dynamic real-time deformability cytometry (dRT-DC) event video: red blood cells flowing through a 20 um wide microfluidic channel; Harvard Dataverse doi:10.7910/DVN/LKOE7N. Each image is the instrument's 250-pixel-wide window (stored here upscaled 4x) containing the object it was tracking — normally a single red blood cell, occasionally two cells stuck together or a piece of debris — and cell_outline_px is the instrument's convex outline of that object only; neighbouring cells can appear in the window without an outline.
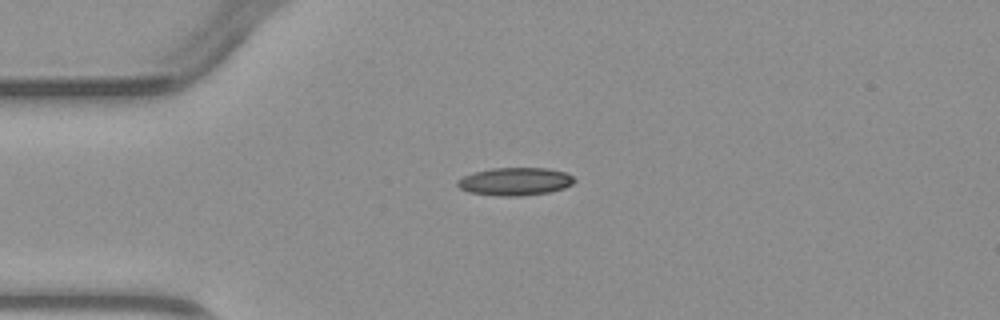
{"species": "common noctule bat (a hibernating species)", "species_latin": "Nyctalus noctula", "temperature_condition": "warm", "stored_images_in_passage": 2, "camera_frame_rate_fps": 3000, "um_per_image_px": 0.085, "animal": {"sex": "male", "body_mass_g": 23.1, "forearm_length_mm": 52.7}, "frame": {"image": 1, "passage_image": 1, "time_ms": 0.0, "image_size_px": [1000, 320], "cell_outline_px": [[576, 180], [572, 184], [564, 188], [548, 192], [520, 196], [500, 196], [468, 192], [460, 188], [456, 184], [456, 180], [472, 172], [492, 168], [548, 168], [564, 172], [572, 176]], "centroid_in_image_um": [43.75, 15.42], "position_along_channel_um": 41.2, "area_um2": 19.02}}
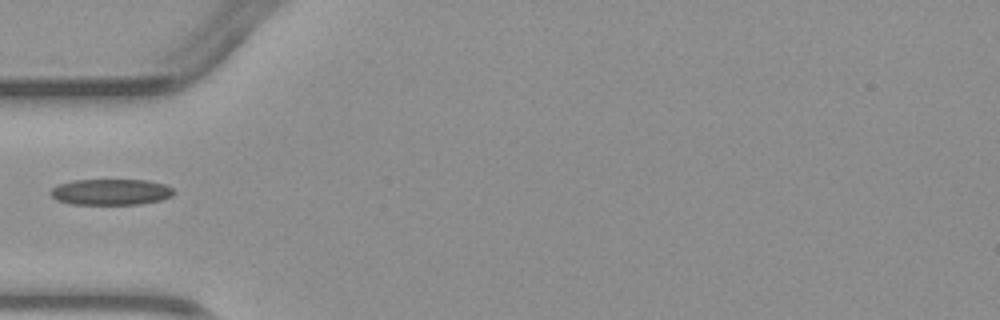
{"frame": {"image": 2, "passage_image": 2, "time_ms": 1.333, "image_size_px": [1000, 320], "cell_outline_px": [[176, 192], [172, 196], [160, 200], [140, 204], [72, 204], [56, 200], [48, 192], [52, 188], [60, 184], [72, 180], [148, 180], [164, 184], [172, 188]], "centroid_in_image_um": [9.42, 16.31], "position_along_channel_um": 75.6, "area_um2": 18.73}}